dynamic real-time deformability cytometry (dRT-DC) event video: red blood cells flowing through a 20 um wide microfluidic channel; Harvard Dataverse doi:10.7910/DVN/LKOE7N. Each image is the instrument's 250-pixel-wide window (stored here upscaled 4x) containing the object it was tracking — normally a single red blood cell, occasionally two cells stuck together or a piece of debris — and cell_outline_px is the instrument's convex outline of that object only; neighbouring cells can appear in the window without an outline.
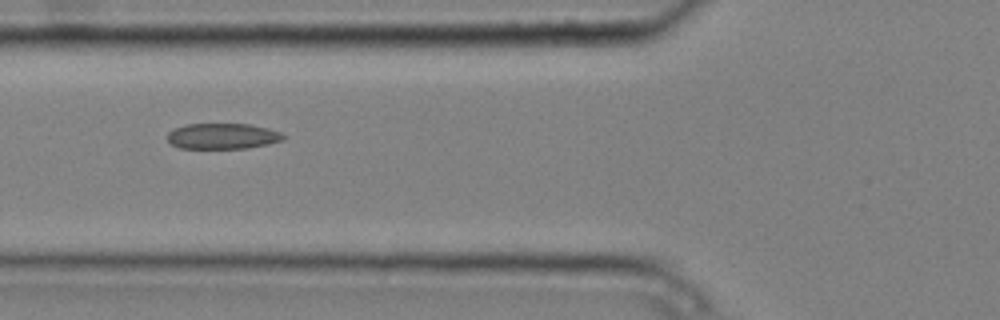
{"species": "common noctule bat (a hibernating species)", "species_latin": "Nyctalus noctula", "temperature_condition": "cold", "stored_images_in_passage": 8, "camera_frame_rate_fps": 3000, "um_per_image_px": 0.085, "animal": {"sex": "male", "body_mass_g": 20.4}, "frame": {"image": 1, "passage_image": 6, "time_ms": 1.667, "image_size_px": [1000, 320], "cell_outline_px": [[288, 136], [284, 140], [268, 144], [248, 148], [180, 148], [172, 144], [168, 140], [168, 132], [184, 124], [248, 124], [268, 128], [280, 132]], "centroid_in_image_um": [18.96, 11.57], "position_along_channel_um": 106.8, "area_um2": 17.4}}
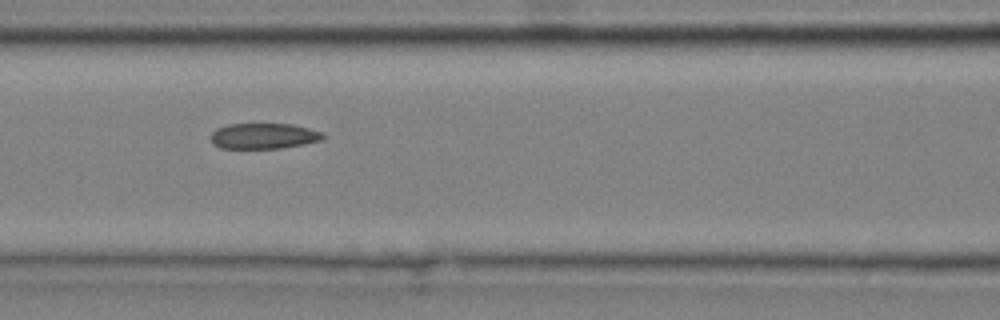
{"frame": {"image": 2, "passage_image": 7, "time_ms": 2.0, "image_size_px": [1000, 320], "cell_outline_px": [[324, 140], [304, 144], [280, 148], [220, 148], [212, 144], [212, 132], [216, 128], [228, 124], [292, 124], [324, 132]], "centroid_in_image_um": [22.43, 11.56], "position_along_channel_um": 144.2, "area_um2": 16.82}}
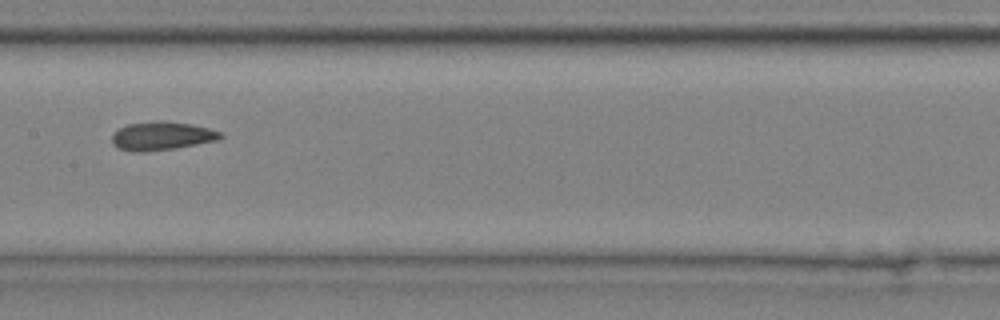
{"frame": {"image": 3, "passage_image": 8, "time_ms": 2.333, "image_size_px": [1000, 320], "cell_outline_px": [[224, 136], [216, 140], [176, 148], [144, 152], [136, 152], [116, 148], [112, 144], [112, 132], [128, 124], [156, 120], [168, 120], [192, 124], [224, 132]], "centroid_in_image_um": [13.74, 11.54], "position_along_channel_um": 193.7, "area_um2": 18.32}}